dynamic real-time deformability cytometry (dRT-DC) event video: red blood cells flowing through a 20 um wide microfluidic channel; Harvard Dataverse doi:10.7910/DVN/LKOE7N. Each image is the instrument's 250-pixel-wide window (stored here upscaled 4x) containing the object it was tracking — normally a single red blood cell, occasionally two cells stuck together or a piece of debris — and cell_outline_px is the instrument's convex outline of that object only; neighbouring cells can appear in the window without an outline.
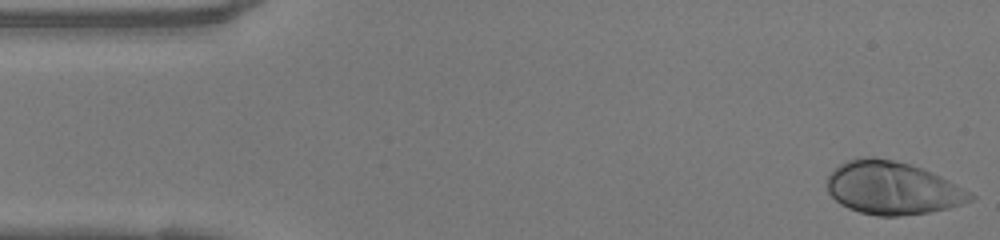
{"species": "human", "species_latin": "Homo sapiens", "temperature_condition": "warm", "stored_images_in_passage": 48, "camera_frame_rate_fps": 3000, "um_per_image_px": 0.085, "donor": {"sex": "female"}, "frame": {"image": 1, "passage_image": 1, "time_ms": 0.0, "image_size_px": [1000, 240], "cell_outline_px": [[976, 196], [972, 200], [948, 208], [928, 212], [896, 216], [880, 216], [860, 212], [848, 208], [840, 204], [828, 192], [828, 176], [840, 164], [848, 160], [860, 156], [872, 156], [912, 164], [924, 168], [948, 180]], "centroid_in_image_um": [75.84, 15.97], "position_along_channel_um": 9.2, "area_um2": 43.93}}
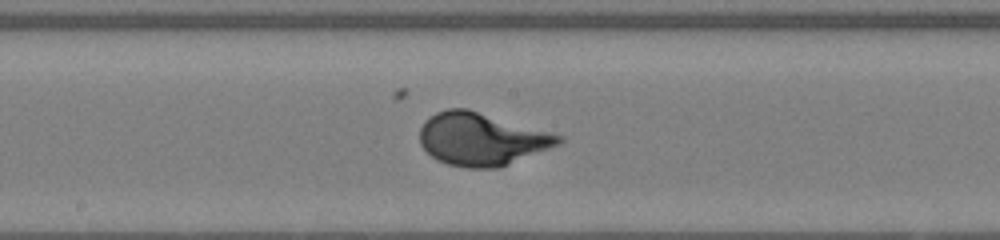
{"frame": {"image": 2, "passage_image": 24, "time_ms": 7.667, "image_size_px": [1000, 240], "cell_outline_px": [[564, 140], [560, 144], [500, 168], [468, 168], [448, 164], [436, 160], [420, 144], [420, 128], [424, 120], [428, 116], [436, 112], [448, 108], [468, 108], [564, 136]], "centroid_in_image_um": [40.92, 11.82], "position_along_channel_um": 207.3, "area_um2": 42.83}}
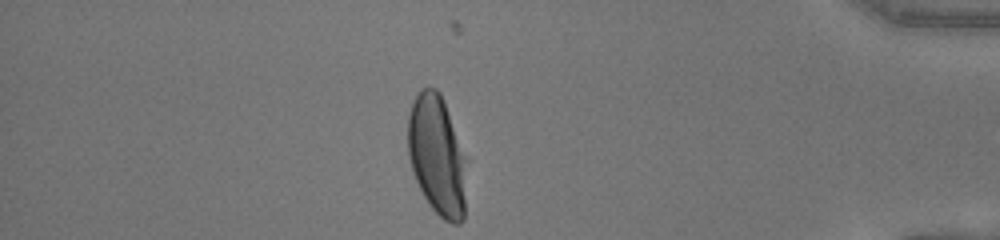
{"frame": {"image": 3, "passage_image": 41, "time_ms": 13.333, "image_size_px": [1000, 240], "cell_outline_px": [[468, 160], [464, 220], [460, 224], [452, 224], [444, 220], [428, 204], [416, 180], [408, 156], [408, 116], [412, 104], [420, 88], [428, 84], [436, 88], [440, 92], [444, 100]], "centroid_in_image_um": [37.19, 13.2], "position_along_channel_um": 398.0, "area_um2": 41.96}}